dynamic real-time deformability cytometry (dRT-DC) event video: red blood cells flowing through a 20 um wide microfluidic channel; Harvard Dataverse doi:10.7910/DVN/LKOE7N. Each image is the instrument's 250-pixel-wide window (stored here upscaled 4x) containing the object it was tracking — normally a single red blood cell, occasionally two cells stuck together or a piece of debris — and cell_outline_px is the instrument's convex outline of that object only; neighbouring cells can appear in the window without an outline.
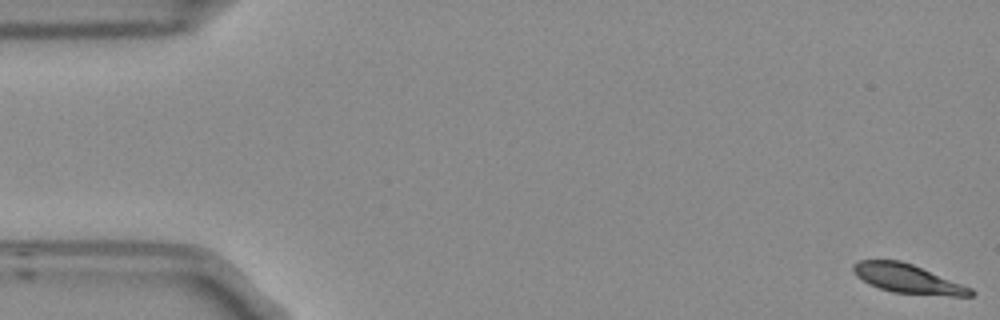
{"species": "Egyptian fruit bat (a non-hibernating species)", "species_latin": "Rousettus aegyptiacus", "temperature_condition": "room temperature", "stored_images_in_passage": 6, "camera_frame_rate_fps": 3000, "um_per_image_px": 0.085, "frame": {"image": 1, "passage_image": 1, "time_ms": 0.0, "image_size_px": [1000, 320], "cell_outline_px": [[976, 292], [972, 296], [952, 296], [892, 292], [868, 284], [856, 276], [852, 272], [852, 264], [860, 260], [900, 260], [912, 264], [972, 288]], "centroid_in_image_um": [77.13, 23.69], "position_along_channel_um": 7.9, "area_um2": 19.83}}
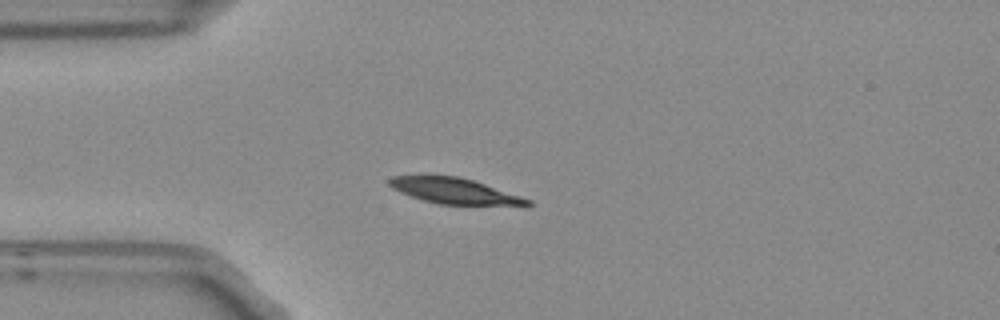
{"frame": {"image": 2, "passage_image": 5, "time_ms": 1.333, "image_size_px": [1000, 320], "cell_outline_px": [[532, 204], [528, 208], [524, 208], [436, 204], [400, 192], [392, 188], [388, 184], [388, 180], [392, 176], [456, 176], [472, 180], [532, 200]], "centroid_in_image_um": [38.79, 16.3], "position_along_channel_um": 46.2, "area_um2": 21.33}}